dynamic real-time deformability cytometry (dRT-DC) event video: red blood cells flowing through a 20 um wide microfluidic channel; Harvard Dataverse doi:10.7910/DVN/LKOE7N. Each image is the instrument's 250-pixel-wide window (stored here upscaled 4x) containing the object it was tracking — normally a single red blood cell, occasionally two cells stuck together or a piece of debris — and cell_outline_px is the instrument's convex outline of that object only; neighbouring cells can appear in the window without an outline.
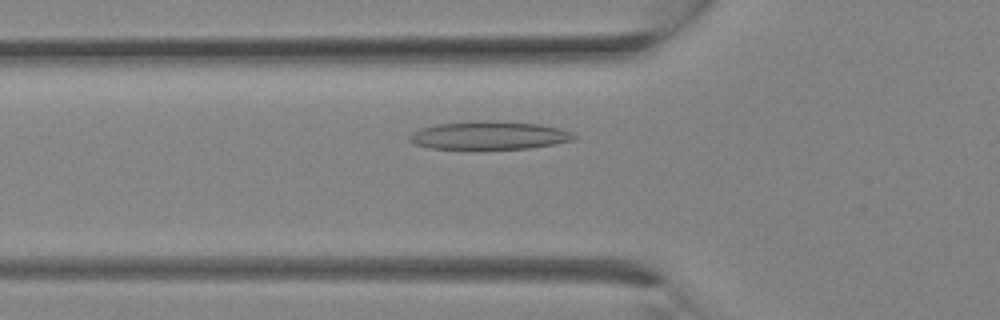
{"species": "Egyptian fruit bat (a non-hibernating species)", "species_latin": "Rousettus aegyptiacus", "temperature_condition": "room temperature", "stored_images_in_passage": 7, "camera_frame_rate_fps": 3000, "um_per_image_px": 0.085, "animal": {"sex": "female"}, "frame": {"image": 1, "passage_image": 3, "time_ms": 0.667, "image_size_px": [1000, 320], "cell_outline_px": [[576, 136], [572, 140], [552, 144], [528, 148], [428, 148], [416, 144], [408, 140], [408, 136], [412, 132], [420, 128], [436, 124], [540, 124], [560, 128], [572, 132]], "centroid_in_image_um": [41.56, 11.56], "position_along_channel_um": 84.2, "area_um2": 25.14}}
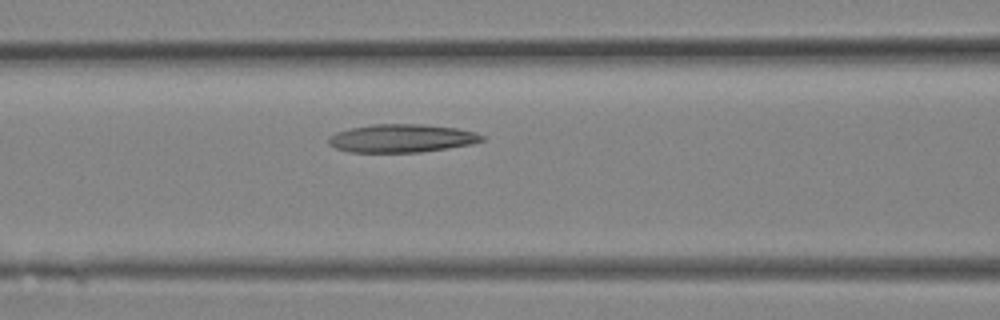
{"frame": {"image": 2, "passage_image": 5, "time_ms": 1.333, "image_size_px": [1000, 320], "cell_outline_px": [[484, 140], [472, 144], [448, 148], [420, 152], [348, 152], [336, 148], [328, 144], [328, 136], [336, 132], [352, 128], [372, 124], [424, 124], [456, 128], [476, 132], [484, 136]], "centroid_in_image_um": [34.14, 11.75], "position_along_channel_um": 132.5, "area_um2": 25.26}}
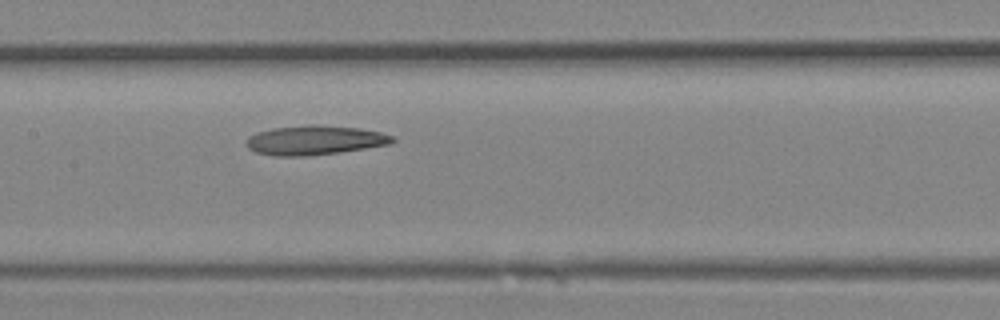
{"frame": {"image": 3, "passage_image": 7, "time_ms": 2.0, "image_size_px": [1000, 320], "cell_outline_px": [[396, 140], [392, 144], [340, 152], [308, 156], [276, 156], [256, 152], [248, 148], [248, 136], [256, 132], [272, 128], [308, 124], [316, 124], [360, 128], [380, 132], [392, 136]], "centroid_in_image_um": [26.77, 11.91], "position_along_channel_um": 180.6, "area_um2": 25.14}}